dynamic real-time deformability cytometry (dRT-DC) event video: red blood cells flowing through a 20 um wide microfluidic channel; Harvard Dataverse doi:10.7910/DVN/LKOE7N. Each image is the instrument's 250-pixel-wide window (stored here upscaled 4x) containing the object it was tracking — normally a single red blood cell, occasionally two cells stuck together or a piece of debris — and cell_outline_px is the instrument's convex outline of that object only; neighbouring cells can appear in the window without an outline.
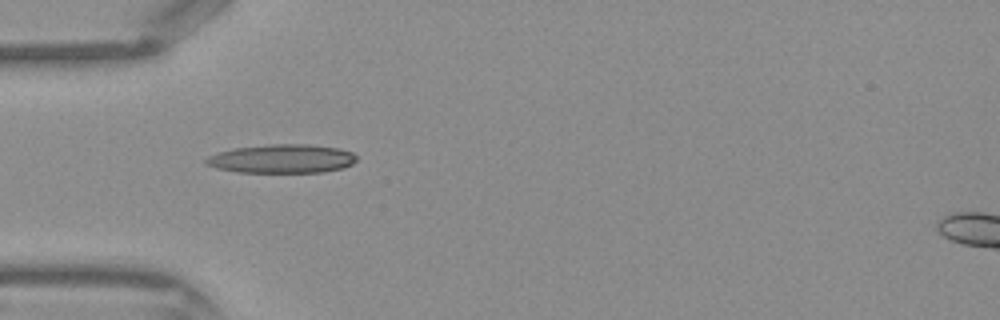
{"species": "Egyptian fruit bat (a non-hibernating species)", "species_latin": "Rousettus aegyptiacus", "temperature_condition": "warm", "stored_images_in_passage": 31, "camera_frame_rate_fps": 3000, "um_per_image_px": 0.085, "frame": {"image": 1, "passage_image": 1, "time_ms": 0.0, "image_size_px": [1000, 320], "cell_outline_px": [[356, 160], [352, 164], [340, 168], [324, 172], [240, 172], [216, 168], [204, 164], [204, 160], [208, 156], [220, 152], [236, 148], [272, 144], [308, 144], [340, 148], [352, 152], [356, 156]], "centroid_in_image_um": [23.97, 13.49], "position_along_channel_um": 61.0, "area_um2": 25.09}}
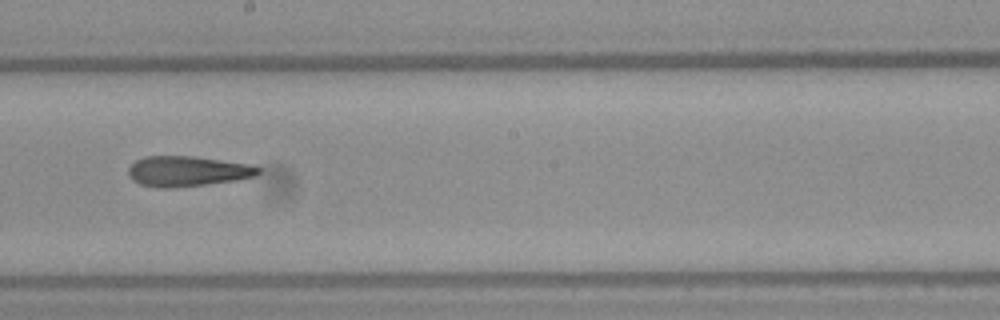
{"frame": {"image": 2, "passage_image": 12, "time_ms": 3.667, "image_size_px": [1000, 320], "cell_outline_px": [[260, 172], [256, 176], [236, 180], [172, 188], [156, 188], [140, 184], [132, 180], [128, 176], [128, 168], [136, 160], [144, 156], [192, 156], [248, 164], [260, 168]], "centroid_in_image_um": [15.88, 14.56], "position_along_channel_um": 232.3, "area_um2": 22.89}}
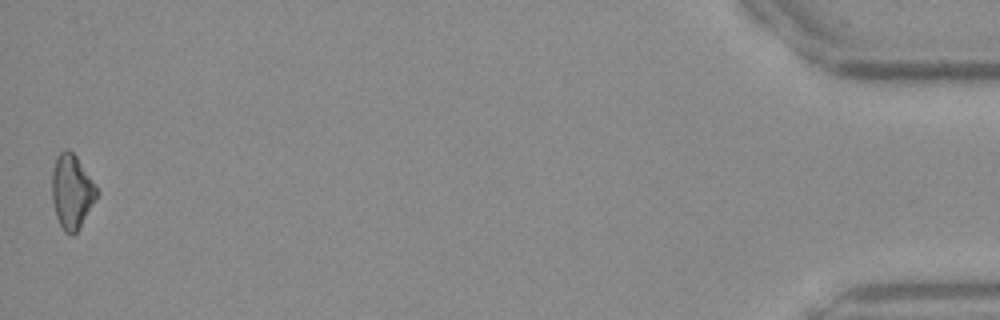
{"frame": {"image": 3, "passage_image": 31, "time_ms": 10.0, "image_size_px": [1000, 320], "cell_outline_px": [[100, 192], [76, 232], [72, 236], [64, 232], [56, 216], [52, 200], [52, 172], [56, 156], [64, 148], [68, 148], [76, 156]], "centroid_in_image_um": [6.09, 16.26], "position_along_channel_um": 429.1, "area_um2": 19.25}}